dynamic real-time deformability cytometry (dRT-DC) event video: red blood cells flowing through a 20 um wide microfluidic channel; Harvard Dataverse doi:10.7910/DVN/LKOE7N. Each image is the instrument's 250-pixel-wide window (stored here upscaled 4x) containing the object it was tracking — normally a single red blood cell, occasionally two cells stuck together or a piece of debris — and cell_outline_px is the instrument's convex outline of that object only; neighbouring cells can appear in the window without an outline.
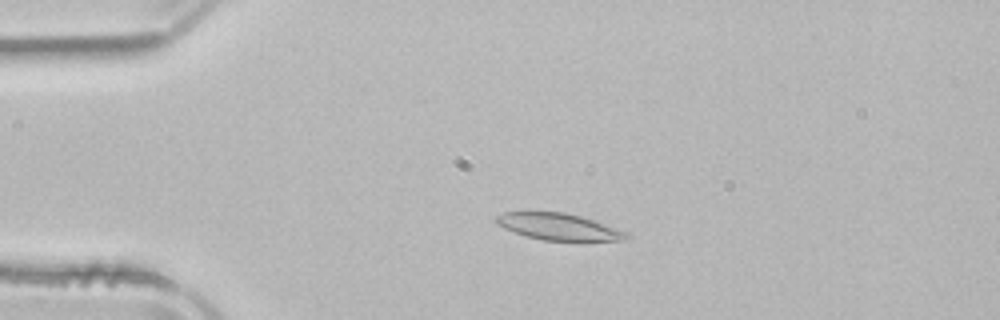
{"species": "common noctule bat (a hibernating species)", "species_latin": "Nyctalus noctula", "temperature_condition": "room temperature", "stored_images_in_passage": 25, "camera_frame_rate_fps": 3000, "um_per_image_px": 0.085, "animal": {"sex": "male", "body_mass_g": 21.5, "forearm_length_mm": 52.0}, "frame": {"image": 1, "passage_image": 9, "time_ms": 2.667, "image_size_px": [1000, 320], "cell_outline_px": [[632, 236], [624, 240], [544, 240], [524, 236], [504, 228], [496, 224], [492, 220], [496, 216], [504, 212], [528, 208], [564, 212], [580, 216], [628, 232]], "centroid_in_image_um": [47.34, 19.21], "position_along_channel_um": 37.7, "area_um2": 20.98}}
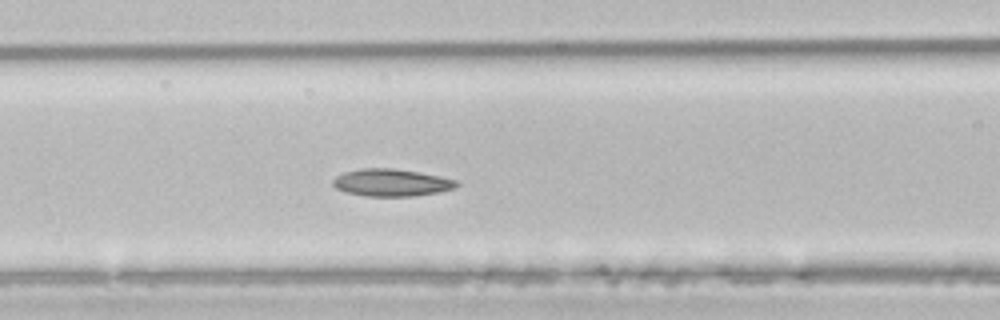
{"frame": {"image": 2, "passage_image": 19, "time_ms": 6.0, "image_size_px": [1000, 320], "cell_outline_px": [[460, 184], [452, 188], [440, 192], [412, 196], [364, 196], [348, 192], [336, 188], [332, 184], [332, 180], [336, 176], [344, 172], [360, 168], [392, 168], [420, 172], [460, 180]], "centroid_in_image_um": [33.29, 15.51], "position_along_channel_um": 133.3, "area_um2": 19.77}}
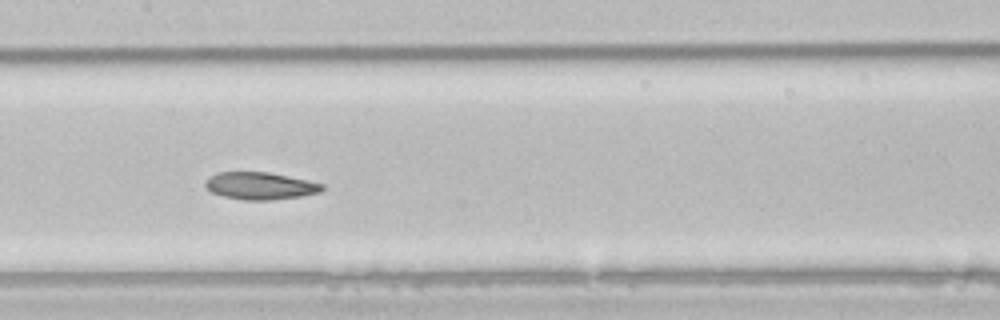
{"frame": {"image": 3, "passage_image": 23, "time_ms": 7.333, "image_size_px": [1000, 320], "cell_outline_px": [[324, 188], [320, 192], [304, 196], [272, 200], [244, 200], [224, 196], [212, 192], [204, 184], [204, 180], [208, 176], [220, 172], [268, 172], [324, 184]], "centroid_in_image_um": [22.11, 15.8], "position_along_channel_um": 185.3, "area_um2": 18.55}}